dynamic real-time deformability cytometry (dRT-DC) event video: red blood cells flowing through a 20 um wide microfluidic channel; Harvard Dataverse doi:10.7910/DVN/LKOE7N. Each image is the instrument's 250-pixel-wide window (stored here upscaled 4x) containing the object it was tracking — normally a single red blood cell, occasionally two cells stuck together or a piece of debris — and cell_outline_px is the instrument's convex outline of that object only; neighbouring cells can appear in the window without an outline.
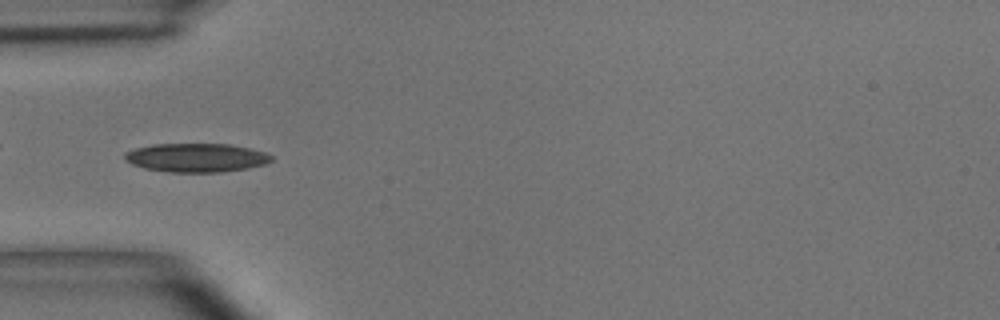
{"species": "common noctule bat (a hibernating species)", "species_latin": "Nyctalus noctula", "temperature_condition": "room temperature", "stored_images_in_passage": 8, "camera_frame_rate_fps": 3000, "um_per_image_px": 0.085, "animal": {"sex": "male", "body_mass_g": 15.6}, "frame": {"image": 1, "passage_image": 5, "time_ms": 5.667, "image_size_px": [1000, 320], "cell_outline_px": [[272, 160], [264, 164], [248, 168], [220, 172], [168, 172], [144, 168], [132, 164], [124, 160], [124, 152], [136, 148], [152, 144], [228, 144], [248, 148], [264, 152], [272, 156]], "centroid_in_image_um": [16.64, 13.4], "position_along_channel_um": 68.4, "area_um2": 24.51}}
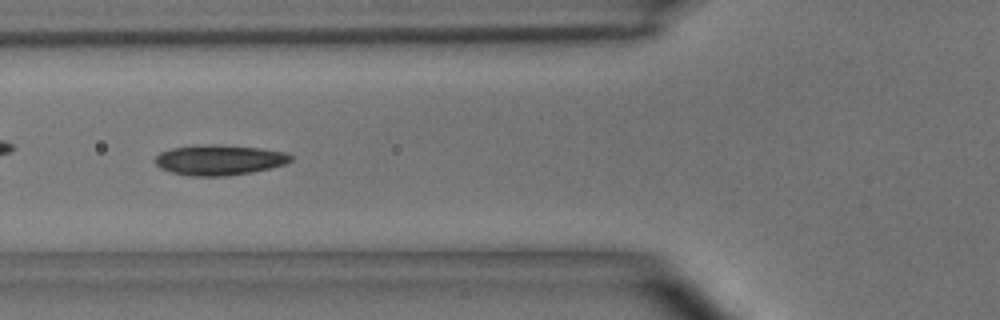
{"frame": {"image": 2, "passage_image": 6, "time_ms": 6.667, "image_size_px": [1000, 320], "cell_outline_px": [[292, 160], [284, 164], [252, 172], [228, 176], [188, 176], [172, 172], [160, 168], [156, 164], [156, 156], [160, 152], [172, 148], [212, 144], [260, 148], [284, 152], [292, 156]], "centroid_in_image_um": [18.63, 13.6], "position_along_channel_um": 107.2, "area_um2": 23.7}}